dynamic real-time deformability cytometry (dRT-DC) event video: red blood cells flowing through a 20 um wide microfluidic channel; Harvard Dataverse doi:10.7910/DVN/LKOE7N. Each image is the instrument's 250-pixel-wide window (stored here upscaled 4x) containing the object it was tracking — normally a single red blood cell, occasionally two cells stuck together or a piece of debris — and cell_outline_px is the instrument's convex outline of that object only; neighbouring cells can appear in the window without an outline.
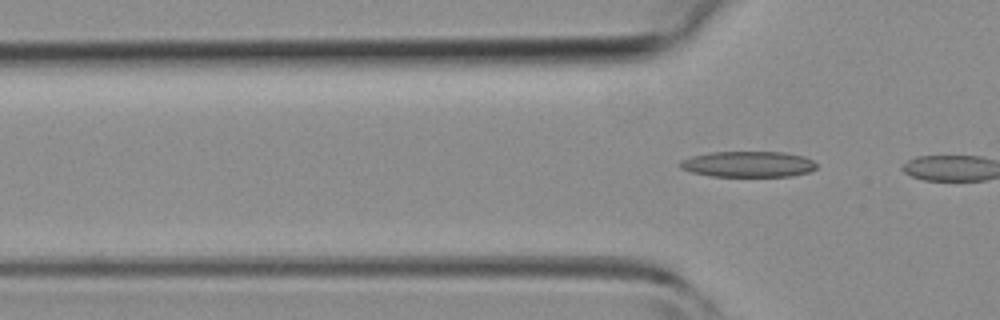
{"species": "common noctule bat (a hibernating species)", "species_latin": "Nyctalus noctula", "temperature_condition": "room temperature", "stored_images_in_passage": 2, "camera_frame_rate_fps": 3000, "um_per_image_px": 0.085, "animal": {"sex": "female", "body_mass_g": 19.3, "forearm_length_mm": 54.1}, "frame": {"image": 1, "passage_image": 2, "time_ms": 2.0, "image_size_px": [1000, 320], "cell_outline_px": [[816, 168], [808, 172], [792, 176], [712, 176], [692, 172], [680, 168], [676, 164], [680, 160], [692, 156], [708, 152], [784, 152], [804, 156], [812, 160], [816, 164]], "centroid_in_image_um": [63.55, 13.95], "position_along_channel_um": 62.2, "area_um2": 20.63}}